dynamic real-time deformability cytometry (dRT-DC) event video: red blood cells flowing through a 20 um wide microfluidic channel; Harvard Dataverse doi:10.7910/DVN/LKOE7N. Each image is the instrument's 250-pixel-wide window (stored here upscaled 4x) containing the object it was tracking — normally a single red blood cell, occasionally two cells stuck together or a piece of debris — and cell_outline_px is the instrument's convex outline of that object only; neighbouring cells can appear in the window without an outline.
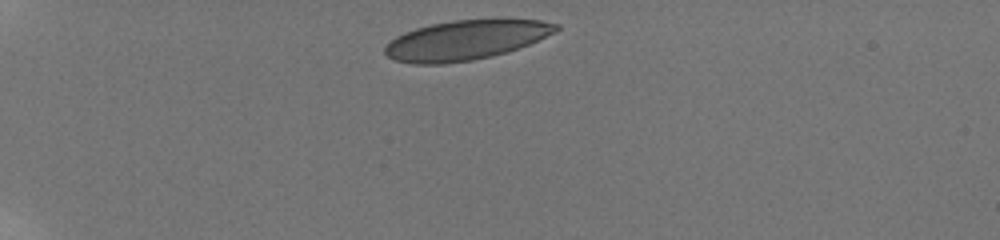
{"species": "human", "species_latin": "Homo sapiens", "temperature_condition": "room temperature", "stored_images_in_passage": 20, "camera_frame_rate_fps": 3000, "um_per_image_px": 0.085, "donor": {"sex": "male"}, "frame": {"image": 1, "passage_image": 1, "time_ms": 0.0, "image_size_px": [1000, 240], "cell_outline_px": [[560, 28], [556, 32], [528, 44], [504, 52], [472, 60], [444, 64], [412, 64], [396, 60], [388, 56], [384, 52], [384, 48], [396, 36], [404, 32], [416, 28], [432, 24], [452, 20], [540, 20], [560, 24]], "centroid_in_image_um": [39.56, 3.41], "position_along_channel_um": 45.4, "area_um2": 38.96}}
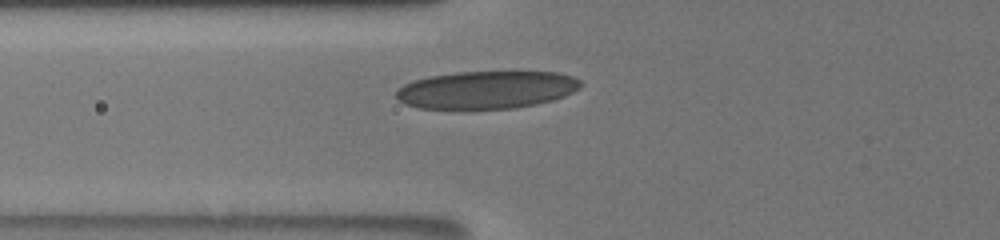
{"frame": {"image": 2, "passage_image": 7, "time_ms": 2.667, "image_size_px": [1000, 240], "cell_outline_px": [[580, 88], [564, 96], [552, 100], [536, 104], [516, 108], [420, 108], [404, 104], [396, 100], [396, 92], [404, 84], [412, 80], [428, 76], [456, 72], [556, 72], [572, 76], [580, 80]], "centroid_in_image_um": [41.33, 7.63], "position_along_channel_um": 84.5, "area_um2": 40.4}}
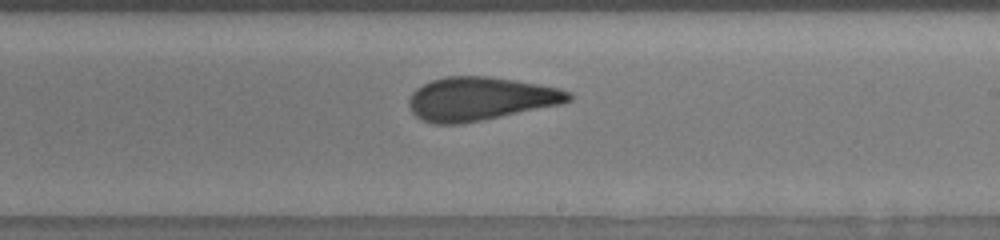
{"frame": {"image": 3, "passage_image": 19, "time_ms": 7.0, "image_size_px": [1000, 240], "cell_outline_px": [[572, 100], [560, 104], [484, 120], [460, 124], [436, 124], [424, 120], [416, 116], [412, 112], [408, 104], [408, 100], [412, 92], [416, 88], [432, 80], [444, 76], [488, 76], [516, 80], [540, 84], [560, 88], [572, 92]], "centroid_in_image_um": [40.83, 8.39], "position_along_channel_um": 248.2, "area_um2": 40.58}}